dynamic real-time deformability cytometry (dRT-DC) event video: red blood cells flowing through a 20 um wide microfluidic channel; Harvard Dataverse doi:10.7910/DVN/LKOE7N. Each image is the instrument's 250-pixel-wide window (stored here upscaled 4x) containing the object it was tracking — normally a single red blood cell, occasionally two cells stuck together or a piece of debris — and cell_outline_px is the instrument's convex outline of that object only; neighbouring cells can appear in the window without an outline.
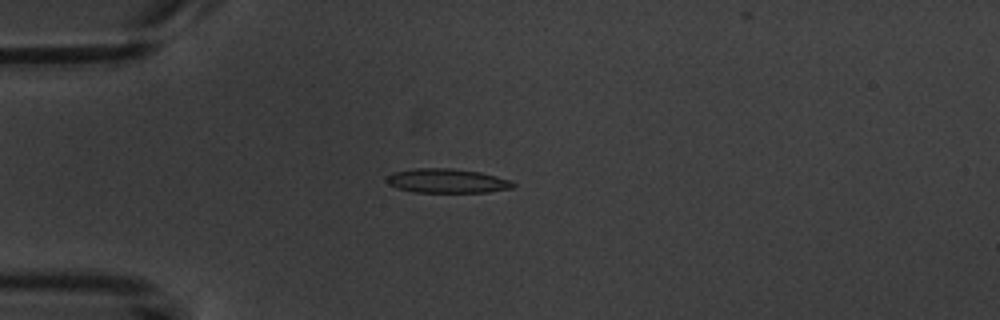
{"species": "common noctule bat (a hibernating species)", "species_latin": "Nyctalus noctula", "temperature_condition": "warm", "stored_images_in_passage": 9, "camera_frame_rate_fps": 3000, "um_per_image_px": 0.085, "animal": {"sex": "male", "body_mass_g": 20.1, "forearm_length_mm": 53.5}, "frame": {"image": 1, "passage_image": 4, "time_ms": 3.667, "image_size_px": [1000, 320], "cell_outline_px": [[516, 184], [512, 188], [488, 192], [412, 192], [388, 184], [384, 180], [392, 172], [416, 168], [452, 168], [480, 172], [512, 180]], "centroid_in_image_um": [38.0, 15.37], "position_along_channel_um": 47.0, "area_um2": 17.92}}
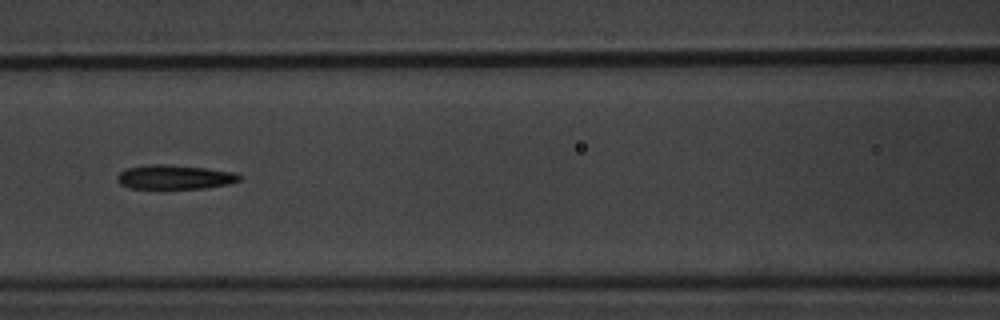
{"frame": {"image": 2, "passage_image": 7, "time_ms": 7.0, "image_size_px": [1000, 320], "cell_outline_px": [[240, 180], [228, 184], [204, 188], [164, 192], [128, 188], [120, 184], [116, 180], [116, 176], [120, 172], [128, 168], [148, 164], [168, 164], [204, 168], [236, 172], [240, 176]], "centroid_in_image_um": [14.77, 15.11], "position_along_channel_um": 151.8, "area_um2": 18.32}}
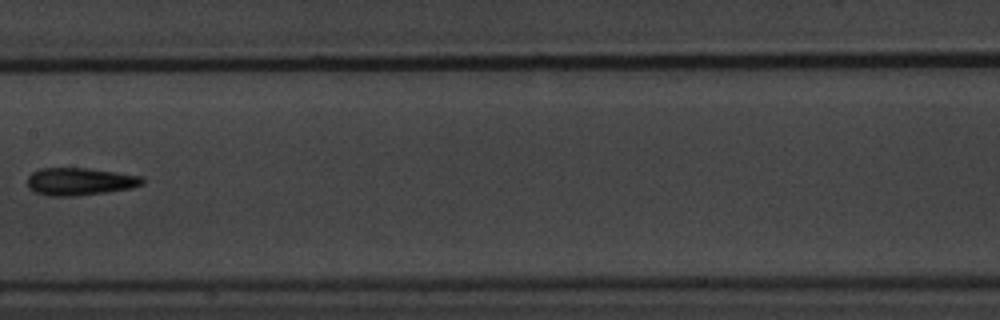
{"frame": {"image": 3, "passage_image": 8, "time_ms": 8.333, "image_size_px": [1000, 320], "cell_outline_px": [[144, 184], [132, 188], [76, 196], [48, 196], [36, 192], [28, 188], [28, 176], [32, 172], [40, 168], [88, 168], [144, 176]], "centroid_in_image_um": [6.8, 15.42], "position_along_channel_um": 200.6, "area_um2": 18.55}}